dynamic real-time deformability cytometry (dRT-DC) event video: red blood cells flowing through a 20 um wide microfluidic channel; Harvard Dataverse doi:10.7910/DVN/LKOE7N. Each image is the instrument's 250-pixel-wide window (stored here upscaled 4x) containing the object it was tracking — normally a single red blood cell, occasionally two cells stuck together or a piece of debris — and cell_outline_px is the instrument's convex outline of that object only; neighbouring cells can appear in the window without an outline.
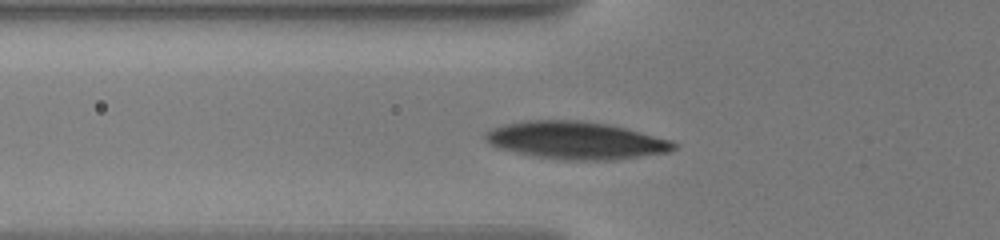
{"species": "human", "species_latin": "Homo sapiens", "temperature_condition": "warm", "stored_images_in_passage": 54, "camera_frame_rate_fps": 3000, "um_per_image_px": 0.085, "donor": {"sex": "male"}, "frame": {"image": 1, "passage_image": 2, "time_ms": 0.333, "image_size_px": [1000, 240], "cell_outline_px": [[676, 148], [668, 152], [612, 160], [568, 160], [540, 156], [500, 148], [492, 144], [484, 136], [484, 132], [492, 128], [504, 124], [524, 120], [584, 120], [608, 124], [672, 140], [676, 144]], "centroid_in_image_um": [48.98, 11.91], "position_along_channel_um": 76.8, "area_um2": 40.69}}
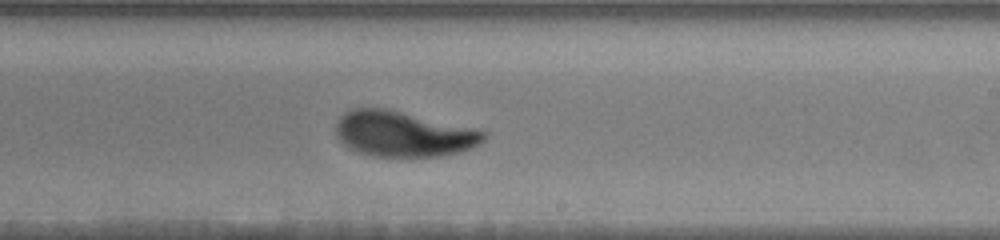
{"frame": {"image": 2, "passage_image": 25, "time_ms": 5.333, "image_size_px": [1000, 240], "cell_outline_px": [[488, 136], [480, 144], [472, 148], [440, 156], [376, 156], [360, 152], [344, 144], [336, 136], [336, 124], [340, 116], [344, 112], [352, 108], [388, 108], [476, 128], [488, 132]], "centroid_in_image_um": [34.32, 11.36], "position_along_channel_um": 254.7, "area_um2": 39.3}}
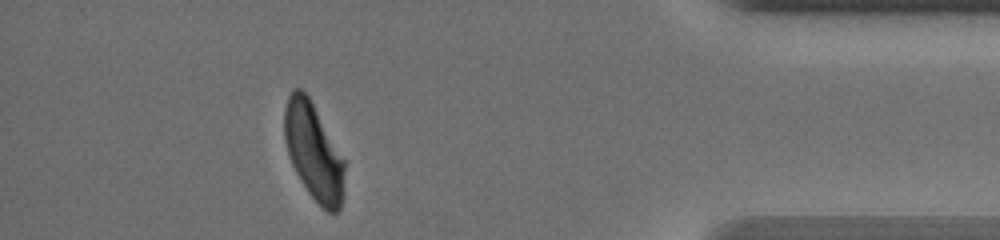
{"frame": {"image": 3, "passage_image": 45, "time_ms": 10.667, "image_size_px": [1000, 240], "cell_outline_px": [[344, 196], [340, 208], [336, 212], [328, 212], [308, 192], [296, 172], [292, 164], [288, 152], [284, 136], [284, 108], [288, 96], [296, 88], [300, 88], [308, 96], [344, 160]], "centroid_in_image_um": [26.65, 12.91], "position_along_channel_um": 408.5, "area_um2": 33.29}, "authors_computed_cell_mechanics": {"area_um2": 38.726, "velocity_mm_per_s": 3.5552, "shape_relaxation_time_tau1_ms": 2.8913, "shape_relaxation_time_tau2_ms": 0.9435, "deformation_change_tau1": 0.1347, "deformation_change_tau2": 0.0488}}